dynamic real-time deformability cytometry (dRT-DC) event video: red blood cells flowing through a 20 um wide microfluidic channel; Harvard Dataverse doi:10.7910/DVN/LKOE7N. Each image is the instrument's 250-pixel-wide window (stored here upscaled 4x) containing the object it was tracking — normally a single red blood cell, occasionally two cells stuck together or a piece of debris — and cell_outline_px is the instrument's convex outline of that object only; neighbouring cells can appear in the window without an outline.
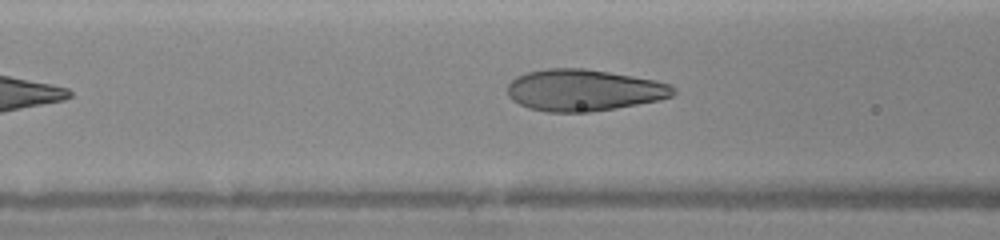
{"species": "human", "species_latin": "Homo sapiens", "temperature_condition": "warm", "stored_images_in_passage": 39, "camera_frame_rate_fps": 3000, "um_per_image_px": 0.085, "donor": {"sex": "female"}, "frame": {"image": 1, "passage_image": 11, "time_ms": 2.667, "image_size_px": [1000, 240], "cell_outline_px": [[676, 92], [672, 96], [656, 100], [616, 108], [588, 112], [548, 112], [528, 108], [512, 100], [508, 96], [508, 84], [516, 76], [528, 72], [548, 68], [584, 68], [656, 80], [672, 84], [676, 88]], "centroid_in_image_um": [49.62, 7.66], "position_along_channel_um": 117.0, "area_um2": 40.17}}
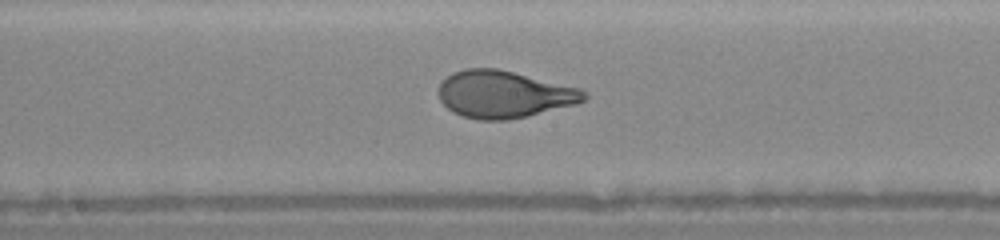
{"frame": {"image": 2, "passage_image": 19, "time_ms": 4.667, "image_size_px": [1000, 240], "cell_outline_px": [[588, 96], [584, 100], [576, 104], [524, 116], [504, 120], [480, 120], [464, 116], [452, 112], [440, 100], [440, 84], [452, 72], [464, 68], [496, 68], [580, 88], [588, 92]], "centroid_in_image_um": [42.84, 8.01], "position_along_channel_um": 205.4, "area_um2": 39.54}}
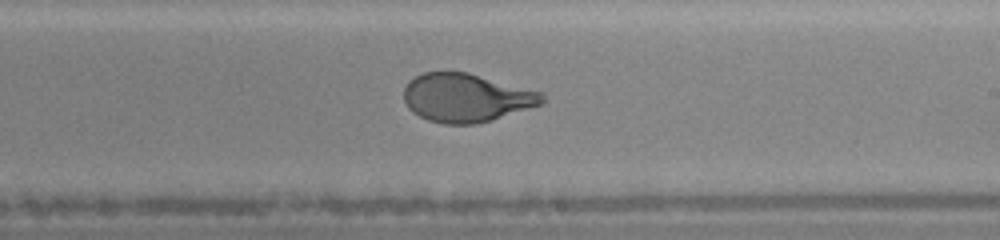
{"frame": {"image": 3, "passage_image": 23, "time_ms": 5.667, "image_size_px": [1000, 240], "cell_outline_px": [[544, 100], [540, 104], [492, 120], [476, 124], [444, 124], [428, 120], [412, 112], [408, 108], [404, 100], [404, 88], [408, 80], [424, 72], [468, 72], [544, 92]], "centroid_in_image_um": [39.61, 8.3], "position_along_channel_um": 249.4, "area_um2": 39.13}}